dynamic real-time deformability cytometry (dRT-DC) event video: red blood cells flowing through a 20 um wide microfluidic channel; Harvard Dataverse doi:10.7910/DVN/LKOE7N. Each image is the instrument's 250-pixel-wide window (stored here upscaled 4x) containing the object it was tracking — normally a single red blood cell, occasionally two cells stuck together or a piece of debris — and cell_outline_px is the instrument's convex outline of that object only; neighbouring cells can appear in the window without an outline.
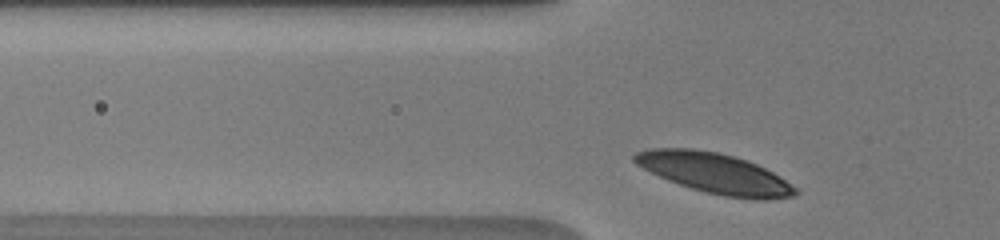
{"species": "human", "species_latin": "Homo sapiens", "temperature_condition": "warm", "stored_images_in_passage": 30, "camera_frame_rate_fps": 3000, "um_per_image_px": 0.085, "donor": {"sex": "male"}, "frame": {"image": 1, "passage_image": 3, "time_ms": 0.667, "image_size_px": [1000, 240], "cell_outline_px": [[800, 192], [796, 196], [764, 200], [756, 200], [724, 196], [704, 192], [668, 180], [636, 164], [632, 160], [632, 156], [636, 152], [648, 148], [692, 148], [720, 152], [756, 164], [780, 176], [796, 188]], "centroid_in_image_um": [60.76, 14.72], "position_along_channel_um": 65.0, "area_um2": 37.63}}
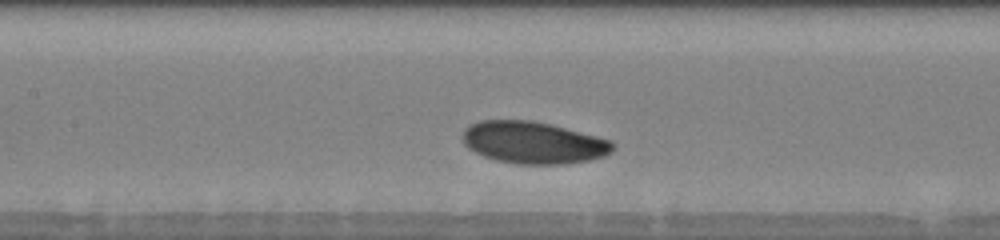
{"frame": {"image": 2, "passage_image": 11, "time_ms": 3.333, "image_size_px": [1000, 240], "cell_outline_px": [[616, 144], [612, 152], [604, 156], [588, 160], [564, 164], [516, 164], [496, 160], [484, 156], [468, 148], [464, 144], [460, 136], [464, 128], [468, 124], [480, 120], [532, 120], [612, 140]], "centroid_in_image_um": [45.29, 12.12], "position_along_channel_um": 162.1, "area_um2": 36.99}}
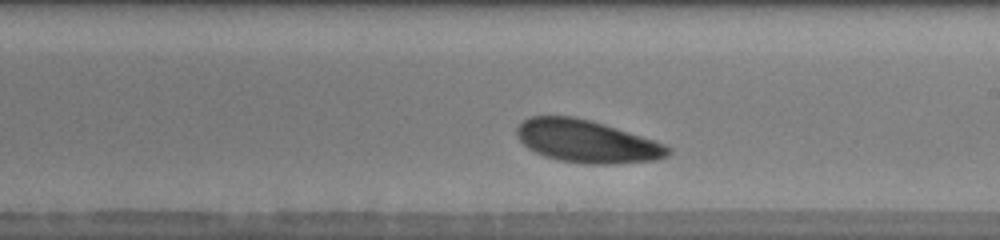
{"frame": {"image": 3, "passage_image": 17, "time_ms": 5.333, "image_size_px": [1000, 240], "cell_outline_px": [[672, 152], [668, 156], [656, 160], [612, 164], [584, 164], [560, 160], [544, 156], [528, 148], [516, 136], [516, 128], [524, 120], [532, 116], [576, 116], [592, 120], [664, 144], [672, 148]], "centroid_in_image_um": [49.87, 12.02], "position_along_channel_um": 239.1, "area_um2": 37.45}, "authors_computed_cell_mechanics": {"area_um2": 37.1943, "velocity_mm_per_s": 3.8661, "shape_relaxation_time_tau1_ms": 1.0056, "shape_relaxation_time_tau2_ms": null, "deformation_change_tau1": 0.0766, "deformation_change_tau2": null}}